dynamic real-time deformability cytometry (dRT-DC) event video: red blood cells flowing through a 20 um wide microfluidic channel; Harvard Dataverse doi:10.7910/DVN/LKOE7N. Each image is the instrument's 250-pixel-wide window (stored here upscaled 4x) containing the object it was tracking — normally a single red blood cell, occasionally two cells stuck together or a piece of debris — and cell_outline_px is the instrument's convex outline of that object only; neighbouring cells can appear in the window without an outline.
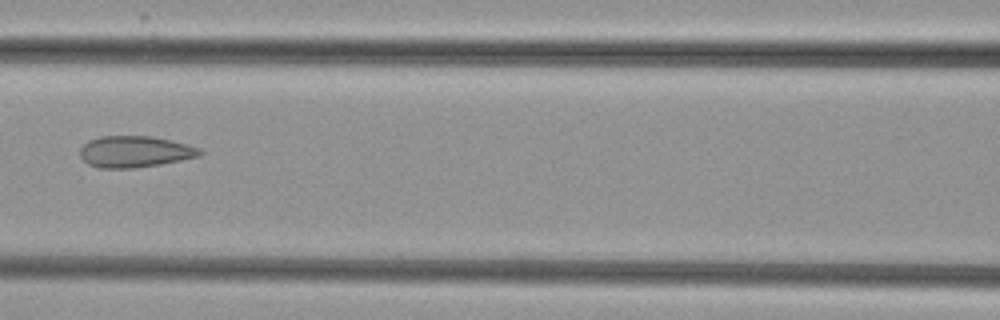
{"species": "common noctule bat (a hibernating species)", "species_latin": "Nyctalus noctula", "temperature_condition": "cold", "stored_images_in_passage": 7, "camera_frame_rate_fps": 3000, "um_per_image_px": 0.085, "animal": {"sex": "female", "body_mass_g": 29.2, "forearm_length_mm": 56.3}, "frame": {"image": 1, "passage_image": 7, "time_ms": 7.333, "image_size_px": [1000, 320], "cell_outline_px": [[204, 152], [200, 156], [160, 164], [136, 168], [100, 168], [88, 164], [80, 156], [80, 148], [88, 140], [100, 136], [152, 136], [188, 144], [200, 148]], "centroid_in_image_um": [11.46, 12.89], "position_along_channel_um": 155.1, "area_um2": 22.02}}